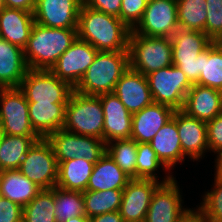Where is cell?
Wrapping results in <instances>:
<instances>
[{
	"mask_svg": "<svg viewBox=\"0 0 222 222\" xmlns=\"http://www.w3.org/2000/svg\"><path fill=\"white\" fill-rule=\"evenodd\" d=\"M36 0H4V7L33 12Z\"/></svg>",
	"mask_w": 222,
	"mask_h": 222,
	"instance_id": "ee69618b",
	"label": "cell"
},
{
	"mask_svg": "<svg viewBox=\"0 0 222 222\" xmlns=\"http://www.w3.org/2000/svg\"><path fill=\"white\" fill-rule=\"evenodd\" d=\"M104 113L103 140L130 139L132 129V113L121 103L114 93L98 96Z\"/></svg>",
	"mask_w": 222,
	"mask_h": 222,
	"instance_id": "e0dca14e",
	"label": "cell"
},
{
	"mask_svg": "<svg viewBox=\"0 0 222 222\" xmlns=\"http://www.w3.org/2000/svg\"><path fill=\"white\" fill-rule=\"evenodd\" d=\"M83 4L91 9L120 18L122 0H83Z\"/></svg>",
	"mask_w": 222,
	"mask_h": 222,
	"instance_id": "b9f144b4",
	"label": "cell"
},
{
	"mask_svg": "<svg viewBox=\"0 0 222 222\" xmlns=\"http://www.w3.org/2000/svg\"><path fill=\"white\" fill-rule=\"evenodd\" d=\"M206 124L209 152H222V112Z\"/></svg>",
	"mask_w": 222,
	"mask_h": 222,
	"instance_id": "ab89813d",
	"label": "cell"
},
{
	"mask_svg": "<svg viewBox=\"0 0 222 222\" xmlns=\"http://www.w3.org/2000/svg\"><path fill=\"white\" fill-rule=\"evenodd\" d=\"M41 189H52L58 179V162L52 145L40 138L29 148L18 169Z\"/></svg>",
	"mask_w": 222,
	"mask_h": 222,
	"instance_id": "ba28073f",
	"label": "cell"
},
{
	"mask_svg": "<svg viewBox=\"0 0 222 222\" xmlns=\"http://www.w3.org/2000/svg\"><path fill=\"white\" fill-rule=\"evenodd\" d=\"M130 32L119 17L82 4L78 16V38L98 51L128 50Z\"/></svg>",
	"mask_w": 222,
	"mask_h": 222,
	"instance_id": "6da1fadb",
	"label": "cell"
},
{
	"mask_svg": "<svg viewBox=\"0 0 222 222\" xmlns=\"http://www.w3.org/2000/svg\"><path fill=\"white\" fill-rule=\"evenodd\" d=\"M172 63L195 61L213 41L200 31L177 29L171 37Z\"/></svg>",
	"mask_w": 222,
	"mask_h": 222,
	"instance_id": "484cf974",
	"label": "cell"
},
{
	"mask_svg": "<svg viewBox=\"0 0 222 222\" xmlns=\"http://www.w3.org/2000/svg\"><path fill=\"white\" fill-rule=\"evenodd\" d=\"M206 0H177L179 29L205 33L207 19Z\"/></svg>",
	"mask_w": 222,
	"mask_h": 222,
	"instance_id": "d6a6232c",
	"label": "cell"
},
{
	"mask_svg": "<svg viewBox=\"0 0 222 222\" xmlns=\"http://www.w3.org/2000/svg\"><path fill=\"white\" fill-rule=\"evenodd\" d=\"M178 222H208L197 208H191Z\"/></svg>",
	"mask_w": 222,
	"mask_h": 222,
	"instance_id": "bcb514c9",
	"label": "cell"
},
{
	"mask_svg": "<svg viewBox=\"0 0 222 222\" xmlns=\"http://www.w3.org/2000/svg\"><path fill=\"white\" fill-rule=\"evenodd\" d=\"M77 38V29L52 28L35 22L23 49L28 68L50 70Z\"/></svg>",
	"mask_w": 222,
	"mask_h": 222,
	"instance_id": "7a4b0ae2",
	"label": "cell"
},
{
	"mask_svg": "<svg viewBox=\"0 0 222 222\" xmlns=\"http://www.w3.org/2000/svg\"><path fill=\"white\" fill-rule=\"evenodd\" d=\"M54 212V187L42 189L23 207V222H57Z\"/></svg>",
	"mask_w": 222,
	"mask_h": 222,
	"instance_id": "e575fe53",
	"label": "cell"
},
{
	"mask_svg": "<svg viewBox=\"0 0 222 222\" xmlns=\"http://www.w3.org/2000/svg\"><path fill=\"white\" fill-rule=\"evenodd\" d=\"M196 84L222 91L221 42H213L201 53V74Z\"/></svg>",
	"mask_w": 222,
	"mask_h": 222,
	"instance_id": "f546056e",
	"label": "cell"
},
{
	"mask_svg": "<svg viewBox=\"0 0 222 222\" xmlns=\"http://www.w3.org/2000/svg\"><path fill=\"white\" fill-rule=\"evenodd\" d=\"M187 115L202 121H210L222 112V91L193 84L182 108Z\"/></svg>",
	"mask_w": 222,
	"mask_h": 222,
	"instance_id": "ffe728a7",
	"label": "cell"
},
{
	"mask_svg": "<svg viewBox=\"0 0 222 222\" xmlns=\"http://www.w3.org/2000/svg\"><path fill=\"white\" fill-rule=\"evenodd\" d=\"M2 173H3V170L0 169V184H1V179H2Z\"/></svg>",
	"mask_w": 222,
	"mask_h": 222,
	"instance_id": "f907efd6",
	"label": "cell"
},
{
	"mask_svg": "<svg viewBox=\"0 0 222 222\" xmlns=\"http://www.w3.org/2000/svg\"><path fill=\"white\" fill-rule=\"evenodd\" d=\"M106 153L127 175L136 179L137 142L135 140H113L106 144Z\"/></svg>",
	"mask_w": 222,
	"mask_h": 222,
	"instance_id": "d590c367",
	"label": "cell"
},
{
	"mask_svg": "<svg viewBox=\"0 0 222 222\" xmlns=\"http://www.w3.org/2000/svg\"><path fill=\"white\" fill-rule=\"evenodd\" d=\"M129 67V50L98 51L74 91L89 96L113 93L116 83Z\"/></svg>",
	"mask_w": 222,
	"mask_h": 222,
	"instance_id": "3957f363",
	"label": "cell"
},
{
	"mask_svg": "<svg viewBox=\"0 0 222 222\" xmlns=\"http://www.w3.org/2000/svg\"><path fill=\"white\" fill-rule=\"evenodd\" d=\"M46 139L52 145L57 162L79 157L95 164L106 153V142L93 136L74 134L60 129Z\"/></svg>",
	"mask_w": 222,
	"mask_h": 222,
	"instance_id": "9c48e42d",
	"label": "cell"
},
{
	"mask_svg": "<svg viewBox=\"0 0 222 222\" xmlns=\"http://www.w3.org/2000/svg\"><path fill=\"white\" fill-rule=\"evenodd\" d=\"M176 124L183 154L193 162L202 160L209 147L207 143V124L205 121L176 110ZM205 153V154H204Z\"/></svg>",
	"mask_w": 222,
	"mask_h": 222,
	"instance_id": "2e32d148",
	"label": "cell"
},
{
	"mask_svg": "<svg viewBox=\"0 0 222 222\" xmlns=\"http://www.w3.org/2000/svg\"><path fill=\"white\" fill-rule=\"evenodd\" d=\"M4 7V0H0V10Z\"/></svg>",
	"mask_w": 222,
	"mask_h": 222,
	"instance_id": "681fc988",
	"label": "cell"
},
{
	"mask_svg": "<svg viewBox=\"0 0 222 222\" xmlns=\"http://www.w3.org/2000/svg\"><path fill=\"white\" fill-rule=\"evenodd\" d=\"M34 23L33 12L3 7L0 10V38L24 49Z\"/></svg>",
	"mask_w": 222,
	"mask_h": 222,
	"instance_id": "7402d4cb",
	"label": "cell"
},
{
	"mask_svg": "<svg viewBox=\"0 0 222 222\" xmlns=\"http://www.w3.org/2000/svg\"><path fill=\"white\" fill-rule=\"evenodd\" d=\"M65 222H89V218L87 216H77L66 220Z\"/></svg>",
	"mask_w": 222,
	"mask_h": 222,
	"instance_id": "c3c4849f",
	"label": "cell"
},
{
	"mask_svg": "<svg viewBox=\"0 0 222 222\" xmlns=\"http://www.w3.org/2000/svg\"><path fill=\"white\" fill-rule=\"evenodd\" d=\"M174 109L163 104L152 103L132 115L130 139L137 143H150L156 133L169 121Z\"/></svg>",
	"mask_w": 222,
	"mask_h": 222,
	"instance_id": "d6986e66",
	"label": "cell"
},
{
	"mask_svg": "<svg viewBox=\"0 0 222 222\" xmlns=\"http://www.w3.org/2000/svg\"><path fill=\"white\" fill-rule=\"evenodd\" d=\"M149 1L150 0H122L120 19L130 30H133L141 21Z\"/></svg>",
	"mask_w": 222,
	"mask_h": 222,
	"instance_id": "f35d334b",
	"label": "cell"
},
{
	"mask_svg": "<svg viewBox=\"0 0 222 222\" xmlns=\"http://www.w3.org/2000/svg\"><path fill=\"white\" fill-rule=\"evenodd\" d=\"M172 64L177 66L192 84H196L199 81L201 74V53L195 61Z\"/></svg>",
	"mask_w": 222,
	"mask_h": 222,
	"instance_id": "7bdbcfd3",
	"label": "cell"
},
{
	"mask_svg": "<svg viewBox=\"0 0 222 222\" xmlns=\"http://www.w3.org/2000/svg\"><path fill=\"white\" fill-rule=\"evenodd\" d=\"M159 160L171 171L178 163L183 164L186 156L182 152L176 124V110L173 117L159 129L150 142Z\"/></svg>",
	"mask_w": 222,
	"mask_h": 222,
	"instance_id": "44dd1931",
	"label": "cell"
},
{
	"mask_svg": "<svg viewBox=\"0 0 222 222\" xmlns=\"http://www.w3.org/2000/svg\"><path fill=\"white\" fill-rule=\"evenodd\" d=\"M82 4L83 0H36L34 20L41 26L77 29Z\"/></svg>",
	"mask_w": 222,
	"mask_h": 222,
	"instance_id": "5bb4252c",
	"label": "cell"
},
{
	"mask_svg": "<svg viewBox=\"0 0 222 222\" xmlns=\"http://www.w3.org/2000/svg\"><path fill=\"white\" fill-rule=\"evenodd\" d=\"M113 93L132 114L153 103L146 76L130 67L116 83Z\"/></svg>",
	"mask_w": 222,
	"mask_h": 222,
	"instance_id": "ac0fdd59",
	"label": "cell"
},
{
	"mask_svg": "<svg viewBox=\"0 0 222 222\" xmlns=\"http://www.w3.org/2000/svg\"><path fill=\"white\" fill-rule=\"evenodd\" d=\"M39 139V136L2 134L0 140V169H19L29 148Z\"/></svg>",
	"mask_w": 222,
	"mask_h": 222,
	"instance_id": "f1b7e54d",
	"label": "cell"
},
{
	"mask_svg": "<svg viewBox=\"0 0 222 222\" xmlns=\"http://www.w3.org/2000/svg\"><path fill=\"white\" fill-rule=\"evenodd\" d=\"M97 53L98 50L91 44L77 38L59 57L50 71L74 88L93 63Z\"/></svg>",
	"mask_w": 222,
	"mask_h": 222,
	"instance_id": "4fadbf2b",
	"label": "cell"
},
{
	"mask_svg": "<svg viewBox=\"0 0 222 222\" xmlns=\"http://www.w3.org/2000/svg\"><path fill=\"white\" fill-rule=\"evenodd\" d=\"M54 206L57 222H65L73 217L86 216L83 192L54 187Z\"/></svg>",
	"mask_w": 222,
	"mask_h": 222,
	"instance_id": "836d02e7",
	"label": "cell"
},
{
	"mask_svg": "<svg viewBox=\"0 0 222 222\" xmlns=\"http://www.w3.org/2000/svg\"><path fill=\"white\" fill-rule=\"evenodd\" d=\"M42 189L24 176L18 169L3 170L0 184V194L3 198L24 207Z\"/></svg>",
	"mask_w": 222,
	"mask_h": 222,
	"instance_id": "4316f807",
	"label": "cell"
},
{
	"mask_svg": "<svg viewBox=\"0 0 222 222\" xmlns=\"http://www.w3.org/2000/svg\"><path fill=\"white\" fill-rule=\"evenodd\" d=\"M103 128L104 113L100 98L73 91L65 108V122L62 129L103 140Z\"/></svg>",
	"mask_w": 222,
	"mask_h": 222,
	"instance_id": "277c9868",
	"label": "cell"
},
{
	"mask_svg": "<svg viewBox=\"0 0 222 222\" xmlns=\"http://www.w3.org/2000/svg\"><path fill=\"white\" fill-rule=\"evenodd\" d=\"M132 178L105 153L95 164L86 190H123Z\"/></svg>",
	"mask_w": 222,
	"mask_h": 222,
	"instance_id": "d4e9b609",
	"label": "cell"
},
{
	"mask_svg": "<svg viewBox=\"0 0 222 222\" xmlns=\"http://www.w3.org/2000/svg\"><path fill=\"white\" fill-rule=\"evenodd\" d=\"M128 50L130 68L145 76L173 65L171 38L148 37L131 31Z\"/></svg>",
	"mask_w": 222,
	"mask_h": 222,
	"instance_id": "5b68a950",
	"label": "cell"
},
{
	"mask_svg": "<svg viewBox=\"0 0 222 222\" xmlns=\"http://www.w3.org/2000/svg\"><path fill=\"white\" fill-rule=\"evenodd\" d=\"M212 186L202 194V201L196 208L208 222H222V181L214 179Z\"/></svg>",
	"mask_w": 222,
	"mask_h": 222,
	"instance_id": "8d00e7d4",
	"label": "cell"
},
{
	"mask_svg": "<svg viewBox=\"0 0 222 222\" xmlns=\"http://www.w3.org/2000/svg\"><path fill=\"white\" fill-rule=\"evenodd\" d=\"M160 184L152 179L132 178L128 182L119 209L124 222H144L152 195Z\"/></svg>",
	"mask_w": 222,
	"mask_h": 222,
	"instance_id": "9a60e30c",
	"label": "cell"
},
{
	"mask_svg": "<svg viewBox=\"0 0 222 222\" xmlns=\"http://www.w3.org/2000/svg\"><path fill=\"white\" fill-rule=\"evenodd\" d=\"M89 222H124L119 211L104 213L89 218Z\"/></svg>",
	"mask_w": 222,
	"mask_h": 222,
	"instance_id": "f6af8a7d",
	"label": "cell"
},
{
	"mask_svg": "<svg viewBox=\"0 0 222 222\" xmlns=\"http://www.w3.org/2000/svg\"><path fill=\"white\" fill-rule=\"evenodd\" d=\"M154 103L182 110L185 97L193 84L175 65L161 68L146 75Z\"/></svg>",
	"mask_w": 222,
	"mask_h": 222,
	"instance_id": "8992f818",
	"label": "cell"
},
{
	"mask_svg": "<svg viewBox=\"0 0 222 222\" xmlns=\"http://www.w3.org/2000/svg\"><path fill=\"white\" fill-rule=\"evenodd\" d=\"M214 160V179L222 181V152L217 153Z\"/></svg>",
	"mask_w": 222,
	"mask_h": 222,
	"instance_id": "7dc6e473",
	"label": "cell"
},
{
	"mask_svg": "<svg viewBox=\"0 0 222 222\" xmlns=\"http://www.w3.org/2000/svg\"><path fill=\"white\" fill-rule=\"evenodd\" d=\"M0 131L16 136H38L29 121L28 101L19 88H0Z\"/></svg>",
	"mask_w": 222,
	"mask_h": 222,
	"instance_id": "30bf717a",
	"label": "cell"
},
{
	"mask_svg": "<svg viewBox=\"0 0 222 222\" xmlns=\"http://www.w3.org/2000/svg\"><path fill=\"white\" fill-rule=\"evenodd\" d=\"M0 222H23V207L0 194Z\"/></svg>",
	"mask_w": 222,
	"mask_h": 222,
	"instance_id": "60d3db41",
	"label": "cell"
},
{
	"mask_svg": "<svg viewBox=\"0 0 222 222\" xmlns=\"http://www.w3.org/2000/svg\"><path fill=\"white\" fill-rule=\"evenodd\" d=\"M161 168L165 172V178L158 175ZM159 178H162V180ZM172 178H174L173 172L159 160L151 144L137 143L136 179H152L166 183Z\"/></svg>",
	"mask_w": 222,
	"mask_h": 222,
	"instance_id": "4dcf8cb0",
	"label": "cell"
},
{
	"mask_svg": "<svg viewBox=\"0 0 222 222\" xmlns=\"http://www.w3.org/2000/svg\"><path fill=\"white\" fill-rule=\"evenodd\" d=\"M123 190L110 189L102 191L83 192L85 215L88 218L104 213L119 211Z\"/></svg>",
	"mask_w": 222,
	"mask_h": 222,
	"instance_id": "1f68e13d",
	"label": "cell"
},
{
	"mask_svg": "<svg viewBox=\"0 0 222 222\" xmlns=\"http://www.w3.org/2000/svg\"><path fill=\"white\" fill-rule=\"evenodd\" d=\"M177 29V0H150L141 21L131 31L148 37L171 38Z\"/></svg>",
	"mask_w": 222,
	"mask_h": 222,
	"instance_id": "8fae6325",
	"label": "cell"
},
{
	"mask_svg": "<svg viewBox=\"0 0 222 222\" xmlns=\"http://www.w3.org/2000/svg\"><path fill=\"white\" fill-rule=\"evenodd\" d=\"M28 70L24 50L0 38V88H19Z\"/></svg>",
	"mask_w": 222,
	"mask_h": 222,
	"instance_id": "603a6c76",
	"label": "cell"
},
{
	"mask_svg": "<svg viewBox=\"0 0 222 222\" xmlns=\"http://www.w3.org/2000/svg\"><path fill=\"white\" fill-rule=\"evenodd\" d=\"M67 103H28L29 121L40 138L62 129Z\"/></svg>",
	"mask_w": 222,
	"mask_h": 222,
	"instance_id": "cb8c5ba5",
	"label": "cell"
},
{
	"mask_svg": "<svg viewBox=\"0 0 222 222\" xmlns=\"http://www.w3.org/2000/svg\"><path fill=\"white\" fill-rule=\"evenodd\" d=\"M93 167L94 163L79 157L58 162L56 186L66 190L84 192L87 188Z\"/></svg>",
	"mask_w": 222,
	"mask_h": 222,
	"instance_id": "83f0119b",
	"label": "cell"
},
{
	"mask_svg": "<svg viewBox=\"0 0 222 222\" xmlns=\"http://www.w3.org/2000/svg\"><path fill=\"white\" fill-rule=\"evenodd\" d=\"M207 19L205 34L213 41L222 39V0H206Z\"/></svg>",
	"mask_w": 222,
	"mask_h": 222,
	"instance_id": "74e56055",
	"label": "cell"
},
{
	"mask_svg": "<svg viewBox=\"0 0 222 222\" xmlns=\"http://www.w3.org/2000/svg\"><path fill=\"white\" fill-rule=\"evenodd\" d=\"M19 89L28 103H68L74 88L50 70L29 69Z\"/></svg>",
	"mask_w": 222,
	"mask_h": 222,
	"instance_id": "52a82bcc",
	"label": "cell"
},
{
	"mask_svg": "<svg viewBox=\"0 0 222 222\" xmlns=\"http://www.w3.org/2000/svg\"><path fill=\"white\" fill-rule=\"evenodd\" d=\"M176 177L154 191L144 222H178L191 208L184 201Z\"/></svg>",
	"mask_w": 222,
	"mask_h": 222,
	"instance_id": "7c38bea8",
	"label": "cell"
}]
</instances>
